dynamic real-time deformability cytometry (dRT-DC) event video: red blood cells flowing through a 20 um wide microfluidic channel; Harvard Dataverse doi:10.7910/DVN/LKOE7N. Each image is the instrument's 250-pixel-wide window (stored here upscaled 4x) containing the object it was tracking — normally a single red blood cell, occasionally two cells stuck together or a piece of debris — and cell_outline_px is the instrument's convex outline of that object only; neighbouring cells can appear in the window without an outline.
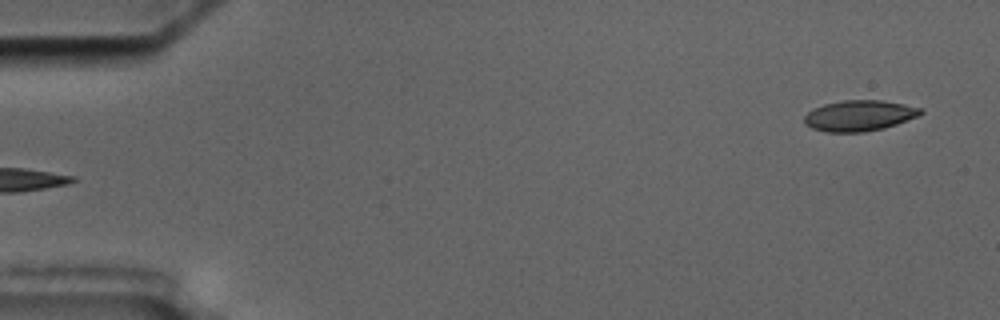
{"species": "common noctule bat (a hibernating species)", "species_latin": "Nyctalus noctula", "temperature_condition": "cold", "stored_images_in_passage": 2, "segment_of_instrument_passage": [2, 2], "camera_frame_rate_fps": 3000, "um_per_image_px": 0.085, "animal": {"sex": "male", "body_mass_g": 17.5, "forearm_length_mm": 52.3}, "frame": {"image": 1, "passage_image": 2, "time_ms": 1.333, "image_size_px": [1000, 320], "cell_outline_px": [[924, 112], [920, 116], [884, 128], [864, 132], [828, 132], [812, 128], [804, 124], [804, 116], [812, 108], [824, 104], [844, 100], [880, 100], [904, 104], [924, 108]], "centroid_in_image_um": [73.06, 9.82], "position_along_channel_um": 11.9, "area_um2": 21.04}}